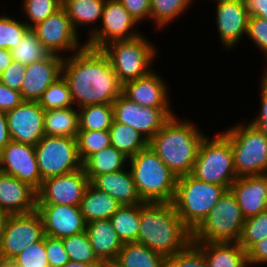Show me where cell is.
<instances>
[{
  "label": "cell",
  "instance_id": "cell-1",
  "mask_svg": "<svg viewBox=\"0 0 267 267\" xmlns=\"http://www.w3.org/2000/svg\"><path fill=\"white\" fill-rule=\"evenodd\" d=\"M61 75L77 108L91 104L112 105L122 94V84L101 49L85 46L68 58L65 56Z\"/></svg>",
  "mask_w": 267,
  "mask_h": 267
},
{
  "label": "cell",
  "instance_id": "cell-2",
  "mask_svg": "<svg viewBox=\"0 0 267 267\" xmlns=\"http://www.w3.org/2000/svg\"><path fill=\"white\" fill-rule=\"evenodd\" d=\"M137 243L166 258L185 249L192 242V232L184 225L172 202L139 204Z\"/></svg>",
  "mask_w": 267,
  "mask_h": 267
},
{
  "label": "cell",
  "instance_id": "cell-3",
  "mask_svg": "<svg viewBox=\"0 0 267 267\" xmlns=\"http://www.w3.org/2000/svg\"><path fill=\"white\" fill-rule=\"evenodd\" d=\"M194 124L174 115L148 143L177 177L192 173L200 143L205 137Z\"/></svg>",
  "mask_w": 267,
  "mask_h": 267
},
{
  "label": "cell",
  "instance_id": "cell-4",
  "mask_svg": "<svg viewBox=\"0 0 267 267\" xmlns=\"http://www.w3.org/2000/svg\"><path fill=\"white\" fill-rule=\"evenodd\" d=\"M138 193L144 202H172L178 177L148 145L129 159Z\"/></svg>",
  "mask_w": 267,
  "mask_h": 267
},
{
  "label": "cell",
  "instance_id": "cell-5",
  "mask_svg": "<svg viewBox=\"0 0 267 267\" xmlns=\"http://www.w3.org/2000/svg\"><path fill=\"white\" fill-rule=\"evenodd\" d=\"M227 189L196 179L191 174L178 177L172 201L184 225L193 232Z\"/></svg>",
  "mask_w": 267,
  "mask_h": 267
},
{
  "label": "cell",
  "instance_id": "cell-6",
  "mask_svg": "<svg viewBox=\"0 0 267 267\" xmlns=\"http://www.w3.org/2000/svg\"><path fill=\"white\" fill-rule=\"evenodd\" d=\"M191 175L200 181L230 189L237 175L230 140L223 132L212 139L205 135Z\"/></svg>",
  "mask_w": 267,
  "mask_h": 267
},
{
  "label": "cell",
  "instance_id": "cell-7",
  "mask_svg": "<svg viewBox=\"0 0 267 267\" xmlns=\"http://www.w3.org/2000/svg\"><path fill=\"white\" fill-rule=\"evenodd\" d=\"M223 133L230 140L237 178L267 174V137L261 130L248 122Z\"/></svg>",
  "mask_w": 267,
  "mask_h": 267
},
{
  "label": "cell",
  "instance_id": "cell-8",
  "mask_svg": "<svg viewBox=\"0 0 267 267\" xmlns=\"http://www.w3.org/2000/svg\"><path fill=\"white\" fill-rule=\"evenodd\" d=\"M101 50L109 58L122 85L149 74L157 54L154 45L143 34L133 39L112 41Z\"/></svg>",
  "mask_w": 267,
  "mask_h": 267
},
{
  "label": "cell",
  "instance_id": "cell-9",
  "mask_svg": "<svg viewBox=\"0 0 267 267\" xmlns=\"http://www.w3.org/2000/svg\"><path fill=\"white\" fill-rule=\"evenodd\" d=\"M244 221L240 206L228 189L192 232V242H238Z\"/></svg>",
  "mask_w": 267,
  "mask_h": 267
},
{
  "label": "cell",
  "instance_id": "cell-10",
  "mask_svg": "<svg viewBox=\"0 0 267 267\" xmlns=\"http://www.w3.org/2000/svg\"><path fill=\"white\" fill-rule=\"evenodd\" d=\"M34 148L42 181L82 168L76 138L44 135Z\"/></svg>",
  "mask_w": 267,
  "mask_h": 267
},
{
  "label": "cell",
  "instance_id": "cell-11",
  "mask_svg": "<svg viewBox=\"0 0 267 267\" xmlns=\"http://www.w3.org/2000/svg\"><path fill=\"white\" fill-rule=\"evenodd\" d=\"M100 21V27L90 29L87 47L102 49L112 41L133 39L142 34L135 29L139 24L137 20L118 0L105 1Z\"/></svg>",
  "mask_w": 267,
  "mask_h": 267
},
{
  "label": "cell",
  "instance_id": "cell-12",
  "mask_svg": "<svg viewBox=\"0 0 267 267\" xmlns=\"http://www.w3.org/2000/svg\"><path fill=\"white\" fill-rule=\"evenodd\" d=\"M114 121L134 128L150 141L176 114L171 108L144 107L121 94L113 103Z\"/></svg>",
  "mask_w": 267,
  "mask_h": 267
},
{
  "label": "cell",
  "instance_id": "cell-13",
  "mask_svg": "<svg viewBox=\"0 0 267 267\" xmlns=\"http://www.w3.org/2000/svg\"><path fill=\"white\" fill-rule=\"evenodd\" d=\"M45 236L42 217L37 211L10 215L0 241V260L11 261L27 246Z\"/></svg>",
  "mask_w": 267,
  "mask_h": 267
},
{
  "label": "cell",
  "instance_id": "cell-14",
  "mask_svg": "<svg viewBox=\"0 0 267 267\" xmlns=\"http://www.w3.org/2000/svg\"><path fill=\"white\" fill-rule=\"evenodd\" d=\"M32 29L42 45L52 54L61 55L64 52H78L86 46L80 45L79 33L73 28L71 20L63 7L51 14Z\"/></svg>",
  "mask_w": 267,
  "mask_h": 267
},
{
  "label": "cell",
  "instance_id": "cell-15",
  "mask_svg": "<svg viewBox=\"0 0 267 267\" xmlns=\"http://www.w3.org/2000/svg\"><path fill=\"white\" fill-rule=\"evenodd\" d=\"M89 184L83 167L67 174L47 178L37 190V204L80 206Z\"/></svg>",
  "mask_w": 267,
  "mask_h": 267
},
{
  "label": "cell",
  "instance_id": "cell-16",
  "mask_svg": "<svg viewBox=\"0 0 267 267\" xmlns=\"http://www.w3.org/2000/svg\"><path fill=\"white\" fill-rule=\"evenodd\" d=\"M45 110L37 101L23 100L6 112L11 140L35 146L44 133Z\"/></svg>",
  "mask_w": 267,
  "mask_h": 267
},
{
  "label": "cell",
  "instance_id": "cell-17",
  "mask_svg": "<svg viewBox=\"0 0 267 267\" xmlns=\"http://www.w3.org/2000/svg\"><path fill=\"white\" fill-rule=\"evenodd\" d=\"M0 171L38 190L42 179L32 145L11 140L0 152Z\"/></svg>",
  "mask_w": 267,
  "mask_h": 267
},
{
  "label": "cell",
  "instance_id": "cell-18",
  "mask_svg": "<svg viewBox=\"0 0 267 267\" xmlns=\"http://www.w3.org/2000/svg\"><path fill=\"white\" fill-rule=\"evenodd\" d=\"M45 235L63 239L86 231V221L79 206L37 204Z\"/></svg>",
  "mask_w": 267,
  "mask_h": 267
},
{
  "label": "cell",
  "instance_id": "cell-19",
  "mask_svg": "<svg viewBox=\"0 0 267 267\" xmlns=\"http://www.w3.org/2000/svg\"><path fill=\"white\" fill-rule=\"evenodd\" d=\"M216 25L221 44L232 49L247 35L249 13L244 0H215Z\"/></svg>",
  "mask_w": 267,
  "mask_h": 267
},
{
  "label": "cell",
  "instance_id": "cell-20",
  "mask_svg": "<svg viewBox=\"0 0 267 267\" xmlns=\"http://www.w3.org/2000/svg\"><path fill=\"white\" fill-rule=\"evenodd\" d=\"M154 70L122 85V94L144 107L171 108L167 83Z\"/></svg>",
  "mask_w": 267,
  "mask_h": 267
},
{
  "label": "cell",
  "instance_id": "cell-21",
  "mask_svg": "<svg viewBox=\"0 0 267 267\" xmlns=\"http://www.w3.org/2000/svg\"><path fill=\"white\" fill-rule=\"evenodd\" d=\"M63 59L52 54L47 59L27 65L20 91L22 99L38 101L49 85L61 76Z\"/></svg>",
  "mask_w": 267,
  "mask_h": 267
},
{
  "label": "cell",
  "instance_id": "cell-22",
  "mask_svg": "<svg viewBox=\"0 0 267 267\" xmlns=\"http://www.w3.org/2000/svg\"><path fill=\"white\" fill-rule=\"evenodd\" d=\"M0 207L10 215L36 211L37 190L0 171Z\"/></svg>",
  "mask_w": 267,
  "mask_h": 267
},
{
  "label": "cell",
  "instance_id": "cell-23",
  "mask_svg": "<svg viewBox=\"0 0 267 267\" xmlns=\"http://www.w3.org/2000/svg\"><path fill=\"white\" fill-rule=\"evenodd\" d=\"M230 190L245 219L267 210V174L239 177Z\"/></svg>",
  "mask_w": 267,
  "mask_h": 267
},
{
  "label": "cell",
  "instance_id": "cell-24",
  "mask_svg": "<svg viewBox=\"0 0 267 267\" xmlns=\"http://www.w3.org/2000/svg\"><path fill=\"white\" fill-rule=\"evenodd\" d=\"M86 233L95 255L104 265H111L123 247L110 219L94 220L86 225Z\"/></svg>",
  "mask_w": 267,
  "mask_h": 267
},
{
  "label": "cell",
  "instance_id": "cell-25",
  "mask_svg": "<svg viewBox=\"0 0 267 267\" xmlns=\"http://www.w3.org/2000/svg\"><path fill=\"white\" fill-rule=\"evenodd\" d=\"M95 188L106 192L121 205H135L144 203L141 199L133 175L127 168L96 176L90 182Z\"/></svg>",
  "mask_w": 267,
  "mask_h": 267
},
{
  "label": "cell",
  "instance_id": "cell-26",
  "mask_svg": "<svg viewBox=\"0 0 267 267\" xmlns=\"http://www.w3.org/2000/svg\"><path fill=\"white\" fill-rule=\"evenodd\" d=\"M204 254L208 267H249L247 252L238 242H193Z\"/></svg>",
  "mask_w": 267,
  "mask_h": 267
},
{
  "label": "cell",
  "instance_id": "cell-27",
  "mask_svg": "<svg viewBox=\"0 0 267 267\" xmlns=\"http://www.w3.org/2000/svg\"><path fill=\"white\" fill-rule=\"evenodd\" d=\"M79 207L86 223H89L94 220L110 219L121 207V204L109 194L98 190L90 183Z\"/></svg>",
  "mask_w": 267,
  "mask_h": 267
},
{
  "label": "cell",
  "instance_id": "cell-28",
  "mask_svg": "<svg viewBox=\"0 0 267 267\" xmlns=\"http://www.w3.org/2000/svg\"><path fill=\"white\" fill-rule=\"evenodd\" d=\"M167 258L152 251L143 244L124 243L117 258L111 264L113 267H166Z\"/></svg>",
  "mask_w": 267,
  "mask_h": 267
},
{
  "label": "cell",
  "instance_id": "cell-29",
  "mask_svg": "<svg viewBox=\"0 0 267 267\" xmlns=\"http://www.w3.org/2000/svg\"><path fill=\"white\" fill-rule=\"evenodd\" d=\"M126 163L129 158L110 145L89 156L82 167L91 182L96 176L125 169Z\"/></svg>",
  "mask_w": 267,
  "mask_h": 267
},
{
  "label": "cell",
  "instance_id": "cell-30",
  "mask_svg": "<svg viewBox=\"0 0 267 267\" xmlns=\"http://www.w3.org/2000/svg\"><path fill=\"white\" fill-rule=\"evenodd\" d=\"M50 109L44 112V133L48 136L76 138L79 130L78 108Z\"/></svg>",
  "mask_w": 267,
  "mask_h": 267
},
{
  "label": "cell",
  "instance_id": "cell-31",
  "mask_svg": "<svg viewBox=\"0 0 267 267\" xmlns=\"http://www.w3.org/2000/svg\"><path fill=\"white\" fill-rule=\"evenodd\" d=\"M106 0H62V7L71 20L73 28L96 24L102 18Z\"/></svg>",
  "mask_w": 267,
  "mask_h": 267
},
{
  "label": "cell",
  "instance_id": "cell-32",
  "mask_svg": "<svg viewBox=\"0 0 267 267\" xmlns=\"http://www.w3.org/2000/svg\"><path fill=\"white\" fill-rule=\"evenodd\" d=\"M110 144L129 159L148 146L149 141L134 128L113 120L109 129Z\"/></svg>",
  "mask_w": 267,
  "mask_h": 267
},
{
  "label": "cell",
  "instance_id": "cell-33",
  "mask_svg": "<svg viewBox=\"0 0 267 267\" xmlns=\"http://www.w3.org/2000/svg\"><path fill=\"white\" fill-rule=\"evenodd\" d=\"M78 131H109L114 120L111 104H91L78 109Z\"/></svg>",
  "mask_w": 267,
  "mask_h": 267
},
{
  "label": "cell",
  "instance_id": "cell-34",
  "mask_svg": "<svg viewBox=\"0 0 267 267\" xmlns=\"http://www.w3.org/2000/svg\"><path fill=\"white\" fill-rule=\"evenodd\" d=\"M110 221L123 244L136 242L140 225L139 204L121 205Z\"/></svg>",
  "mask_w": 267,
  "mask_h": 267
},
{
  "label": "cell",
  "instance_id": "cell-35",
  "mask_svg": "<svg viewBox=\"0 0 267 267\" xmlns=\"http://www.w3.org/2000/svg\"><path fill=\"white\" fill-rule=\"evenodd\" d=\"M10 52L13 61L20 62L25 66L47 59L52 55L38 40L32 28L25 32L20 42Z\"/></svg>",
  "mask_w": 267,
  "mask_h": 267
},
{
  "label": "cell",
  "instance_id": "cell-36",
  "mask_svg": "<svg viewBox=\"0 0 267 267\" xmlns=\"http://www.w3.org/2000/svg\"><path fill=\"white\" fill-rule=\"evenodd\" d=\"M151 18L158 29L164 28L192 5V0H151Z\"/></svg>",
  "mask_w": 267,
  "mask_h": 267
},
{
  "label": "cell",
  "instance_id": "cell-37",
  "mask_svg": "<svg viewBox=\"0 0 267 267\" xmlns=\"http://www.w3.org/2000/svg\"><path fill=\"white\" fill-rule=\"evenodd\" d=\"M70 261L88 265H104L95 255L86 231L62 239Z\"/></svg>",
  "mask_w": 267,
  "mask_h": 267
},
{
  "label": "cell",
  "instance_id": "cell-38",
  "mask_svg": "<svg viewBox=\"0 0 267 267\" xmlns=\"http://www.w3.org/2000/svg\"><path fill=\"white\" fill-rule=\"evenodd\" d=\"M37 102L45 111L74 105L69 86L62 75L49 85Z\"/></svg>",
  "mask_w": 267,
  "mask_h": 267
},
{
  "label": "cell",
  "instance_id": "cell-39",
  "mask_svg": "<svg viewBox=\"0 0 267 267\" xmlns=\"http://www.w3.org/2000/svg\"><path fill=\"white\" fill-rule=\"evenodd\" d=\"M267 237V210L246 218L238 244L247 252L255 243Z\"/></svg>",
  "mask_w": 267,
  "mask_h": 267
},
{
  "label": "cell",
  "instance_id": "cell-40",
  "mask_svg": "<svg viewBox=\"0 0 267 267\" xmlns=\"http://www.w3.org/2000/svg\"><path fill=\"white\" fill-rule=\"evenodd\" d=\"M76 140L82 163L95 152L111 145L109 131H78Z\"/></svg>",
  "mask_w": 267,
  "mask_h": 267
},
{
  "label": "cell",
  "instance_id": "cell-41",
  "mask_svg": "<svg viewBox=\"0 0 267 267\" xmlns=\"http://www.w3.org/2000/svg\"><path fill=\"white\" fill-rule=\"evenodd\" d=\"M22 9L28 21L25 23L34 27L62 7V0H23Z\"/></svg>",
  "mask_w": 267,
  "mask_h": 267
},
{
  "label": "cell",
  "instance_id": "cell-42",
  "mask_svg": "<svg viewBox=\"0 0 267 267\" xmlns=\"http://www.w3.org/2000/svg\"><path fill=\"white\" fill-rule=\"evenodd\" d=\"M30 27L13 17L0 16V49L12 50Z\"/></svg>",
  "mask_w": 267,
  "mask_h": 267
},
{
  "label": "cell",
  "instance_id": "cell-43",
  "mask_svg": "<svg viewBox=\"0 0 267 267\" xmlns=\"http://www.w3.org/2000/svg\"><path fill=\"white\" fill-rule=\"evenodd\" d=\"M17 267H49L45 237L27 246L21 253L11 260Z\"/></svg>",
  "mask_w": 267,
  "mask_h": 267
},
{
  "label": "cell",
  "instance_id": "cell-44",
  "mask_svg": "<svg viewBox=\"0 0 267 267\" xmlns=\"http://www.w3.org/2000/svg\"><path fill=\"white\" fill-rule=\"evenodd\" d=\"M166 267H208L203 252L191 242L185 249L166 260Z\"/></svg>",
  "mask_w": 267,
  "mask_h": 267
},
{
  "label": "cell",
  "instance_id": "cell-45",
  "mask_svg": "<svg viewBox=\"0 0 267 267\" xmlns=\"http://www.w3.org/2000/svg\"><path fill=\"white\" fill-rule=\"evenodd\" d=\"M247 37L263 51L267 60V20L259 16H249Z\"/></svg>",
  "mask_w": 267,
  "mask_h": 267
},
{
  "label": "cell",
  "instance_id": "cell-46",
  "mask_svg": "<svg viewBox=\"0 0 267 267\" xmlns=\"http://www.w3.org/2000/svg\"><path fill=\"white\" fill-rule=\"evenodd\" d=\"M45 249L49 267H63L70 261L65 251L63 241L60 238L46 235Z\"/></svg>",
  "mask_w": 267,
  "mask_h": 267
},
{
  "label": "cell",
  "instance_id": "cell-47",
  "mask_svg": "<svg viewBox=\"0 0 267 267\" xmlns=\"http://www.w3.org/2000/svg\"><path fill=\"white\" fill-rule=\"evenodd\" d=\"M26 66L20 62L13 61L0 75V81L7 87L21 91L24 81Z\"/></svg>",
  "mask_w": 267,
  "mask_h": 267
},
{
  "label": "cell",
  "instance_id": "cell-48",
  "mask_svg": "<svg viewBox=\"0 0 267 267\" xmlns=\"http://www.w3.org/2000/svg\"><path fill=\"white\" fill-rule=\"evenodd\" d=\"M130 15L140 24L151 18V0H118Z\"/></svg>",
  "mask_w": 267,
  "mask_h": 267
},
{
  "label": "cell",
  "instance_id": "cell-49",
  "mask_svg": "<svg viewBox=\"0 0 267 267\" xmlns=\"http://www.w3.org/2000/svg\"><path fill=\"white\" fill-rule=\"evenodd\" d=\"M23 101L21 93L13 90L0 81V111L14 109Z\"/></svg>",
  "mask_w": 267,
  "mask_h": 267
},
{
  "label": "cell",
  "instance_id": "cell-50",
  "mask_svg": "<svg viewBox=\"0 0 267 267\" xmlns=\"http://www.w3.org/2000/svg\"><path fill=\"white\" fill-rule=\"evenodd\" d=\"M247 260L249 266L252 264H267V237L260 242L255 243L247 251Z\"/></svg>",
  "mask_w": 267,
  "mask_h": 267
},
{
  "label": "cell",
  "instance_id": "cell-51",
  "mask_svg": "<svg viewBox=\"0 0 267 267\" xmlns=\"http://www.w3.org/2000/svg\"><path fill=\"white\" fill-rule=\"evenodd\" d=\"M261 90V110L256 117L251 120V124L261 130L267 137V89L260 83Z\"/></svg>",
  "mask_w": 267,
  "mask_h": 267
},
{
  "label": "cell",
  "instance_id": "cell-52",
  "mask_svg": "<svg viewBox=\"0 0 267 267\" xmlns=\"http://www.w3.org/2000/svg\"><path fill=\"white\" fill-rule=\"evenodd\" d=\"M249 16H259L267 20V0H244Z\"/></svg>",
  "mask_w": 267,
  "mask_h": 267
},
{
  "label": "cell",
  "instance_id": "cell-53",
  "mask_svg": "<svg viewBox=\"0 0 267 267\" xmlns=\"http://www.w3.org/2000/svg\"><path fill=\"white\" fill-rule=\"evenodd\" d=\"M10 141L6 112L0 111V152Z\"/></svg>",
  "mask_w": 267,
  "mask_h": 267
},
{
  "label": "cell",
  "instance_id": "cell-54",
  "mask_svg": "<svg viewBox=\"0 0 267 267\" xmlns=\"http://www.w3.org/2000/svg\"><path fill=\"white\" fill-rule=\"evenodd\" d=\"M13 62L11 52L8 49H0V75Z\"/></svg>",
  "mask_w": 267,
  "mask_h": 267
},
{
  "label": "cell",
  "instance_id": "cell-55",
  "mask_svg": "<svg viewBox=\"0 0 267 267\" xmlns=\"http://www.w3.org/2000/svg\"><path fill=\"white\" fill-rule=\"evenodd\" d=\"M9 216H10V214L0 207V241H1L2 236L4 234L6 222L9 218Z\"/></svg>",
  "mask_w": 267,
  "mask_h": 267
},
{
  "label": "cell",
  "instance_id": "cell-56",
  "mask_svg": "<svg viewBox=\"0 0 267 267\" xmlns=\"http://www.w3.org/2000/svg\"><path fill=\"white\" fill-rule=\"evenodd\" d=\"M104 265H88L82 262L69 261L63 267H103Z\"/></svg>",
  "mask_w": 267,
  "mask_h": 267
},
{
  "label": "cell",
  "instance_id": "cell-57",
  "mask_svg": "<svg viewBox=\"0 0 267 267\" xmlns=\"http://www.w3.org/2000/svg\"><path fill=\"white\" fill-rule=\"evenodd\" d=\"M0 267H17L12 261L0 260Z\"/></svg>",
  "mask_w": 267,
  "mask_h": 267
},
{
  "label": "cell",
  "instance_id": "cell-58",
  "mask_svg": "<svg viewBox=\"0 0 267 267\" xmlns=\"http://www.w3.org/2000/svg\"><path fill=\"white\" fill-rule=\"evenodd\" d=\"M262 76L263 77L261 78L260 82L267 89V68L265 69V72H263Z\"/></svg>",
  "mask_w": 267,
  "mask_h": 267
},
{
  "label": "cell",
  "instance_id": "cell-59",
  "mask_svg": "<svg viewBox=\"0 0 267 267\" xmlns=\"http://www.w3.org/2000/svg\"><path fill=\"white\" fill-rule=\"evenodd\" d=\"M103 267H113L112 265H104Z\"/></svg>",
  "mask_w": 267,
  "mask_h": 267
}]
</instances>
